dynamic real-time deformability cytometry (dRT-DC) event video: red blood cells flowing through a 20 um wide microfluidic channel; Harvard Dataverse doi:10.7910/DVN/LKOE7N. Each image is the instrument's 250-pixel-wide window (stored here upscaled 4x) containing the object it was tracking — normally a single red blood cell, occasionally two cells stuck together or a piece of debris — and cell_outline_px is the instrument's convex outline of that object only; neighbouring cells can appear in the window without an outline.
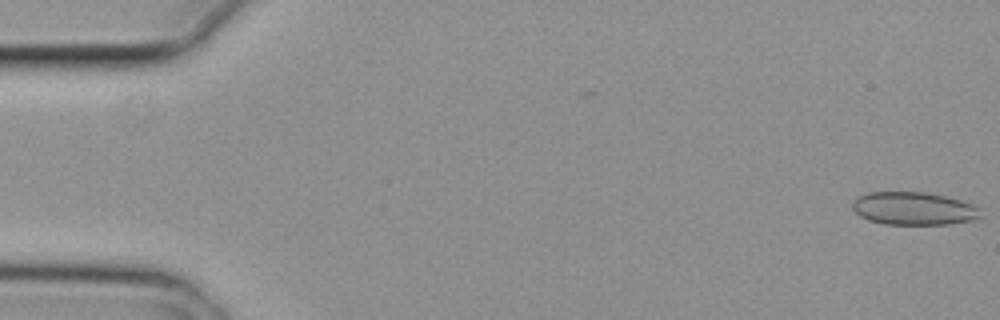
{"species": "common noctule bat (a hibernating species)", "species_latin": "Nyctalus noctula", "temperature_condition": "cold", "stored_images_in_passage": 6, "camera_frame_rate_fps": 3000, "um_per_image_px": 0.085, "animal": {"sex": "female", "body_mass_g": 29.2, "forearm_length_mm": 56.3}, "frame": {"image": 1, "passage_image": 1, "time_ms": 0.0, "image_size_px": [1000, 320], "cell_outline_px": [[980, 216], [972, 220], [948, 224], [884, 224], [868, 220], [860, 216], [852, 208], [852, 200], [868, 192], [924, 192], [948, 196], [972, 204], [980, 208]], "centroid_in_image_um": [77.65, 17.72], "position_along_channel_um": 7.4, "area_um2": 24.62}}
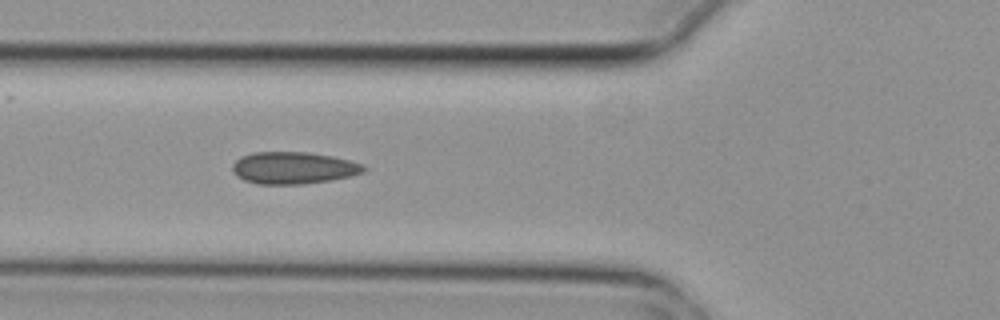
{"frame": {"image": 2, "passage_image": 6, "time_ms": 1.667, "image_size_px": [1000, 320], "cell_outline_px": [[368, 168], [364, 172], [352, 176], [332, 180], [304, 184], [256, 184], [244, 180], [236, 176], [232, 172], [232, 164], [240, 156], [252, 152], [308, 152], [332, 156], [364, 164]], "centroid_in_image_um": [24.94, 14.27], "position_along_channel_um": 100.9, "area_um2": 24.85}}